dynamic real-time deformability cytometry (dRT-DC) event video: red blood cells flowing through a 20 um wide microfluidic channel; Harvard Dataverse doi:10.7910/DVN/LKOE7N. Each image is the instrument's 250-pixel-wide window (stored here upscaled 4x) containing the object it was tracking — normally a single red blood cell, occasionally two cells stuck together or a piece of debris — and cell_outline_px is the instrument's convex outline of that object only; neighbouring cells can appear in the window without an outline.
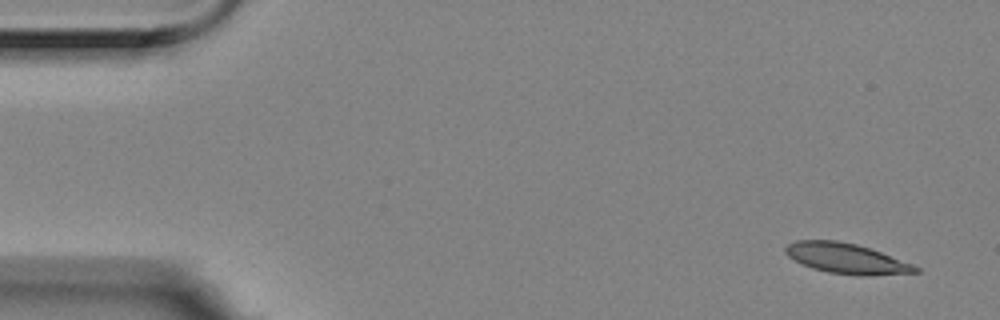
{"species": "Egyptian fruit bat (a non-hibernating species)", "species_latin": "Rousettus aegyptiacus", "temperature_condition": "room temperature", "stored_images_in_passage": 5, "camera_frame_rate_fps": 3000, "um_per_image_px": 0.085, "animal": {"sex": "female"}, "frame": {"image": 1, "passage_image": 1, "time_ms": 0.0, "image_size_px": [1000, 320], "cell_outline_px": [[920, 272], [868, 276], [860, 276], [828, 272], [812, 268], [788, 256], [784, 252], [784, 248], [788, 244], [796, 240], [836, 240], [856, 244], [880, 252], [912, 264], [920, 268]], "centroid_in_image_um": [71.94, 21.97], "position_along_channel_um": 13.1, "area_um2": 22.77}}